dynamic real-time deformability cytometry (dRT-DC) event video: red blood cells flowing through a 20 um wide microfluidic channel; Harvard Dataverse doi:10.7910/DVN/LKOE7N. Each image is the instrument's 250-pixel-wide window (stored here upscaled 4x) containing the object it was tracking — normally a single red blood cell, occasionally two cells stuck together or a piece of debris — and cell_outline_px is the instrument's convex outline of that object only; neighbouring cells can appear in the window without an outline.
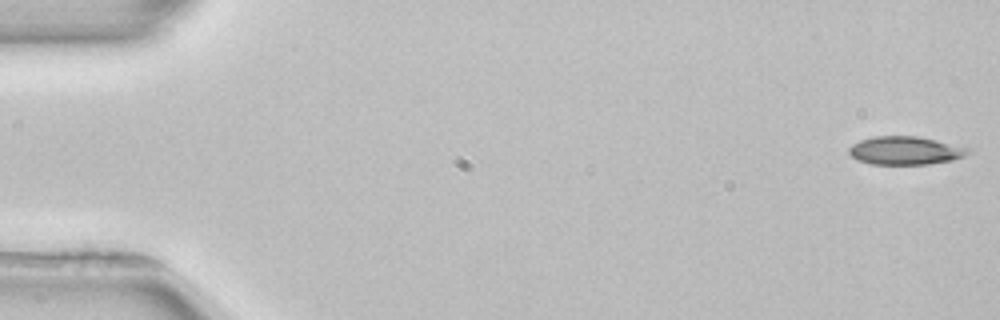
{"species": "common noctule bat (a hibernating species)", "species_latin": "Nyctalus noctula", "temperature_condition": "room temperature", "stored_images_in_passage": 52, "camera_frame_rate_fps": 3000, "um_per_image_px": 0.085, "animal": {"sex": "female", "body_mass_g": 22.7, "forearm_length_mm": 54.2}, "frame": {"image": 1, "passage_image": 1, "time_ms": 0.0, "image_size_px": [1000, 320], "cell_outline_px": [[972, 152], [964, 156], [952, 160], [928, 164], [872, 164], [856, 160], [848, 152], [848, 148], [852, 144], [860, 140], [872, 136], [916, 136], [936, 140], [972, 148]], "centroid_in_image_um": [76.96, 12.79], "position_along_channel_um": 8.0, "area_um2": 19.77}}
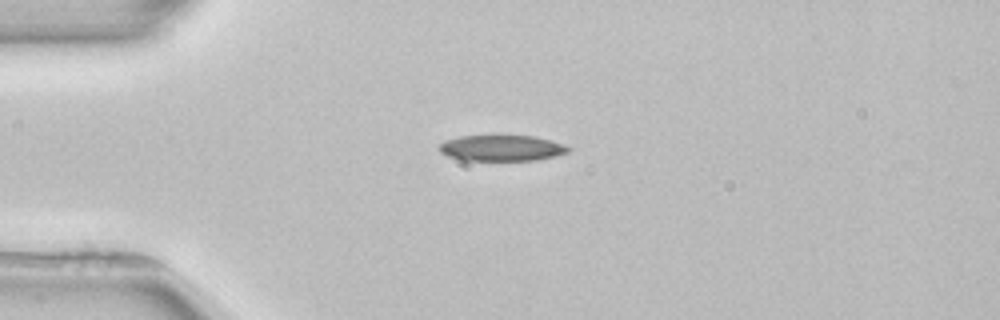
{"frame": {"image": 2, "passage_image": 13, "time_ms": 4.0, "image_size_px": [1000, 320], "cell_outline_px": [[572, 148], [568, 152], [536, 160], [464, 160], [448, 156], [440, 152], [440, 144], [444, 140], [460, 136], [492, 132], [500, 132], [536, 136], [552, 140], [564, 144]], "centroid_in_image_um": [42.63, 12.51], "position_along_channel_um": 42.4, "area_um2": 20.58}}
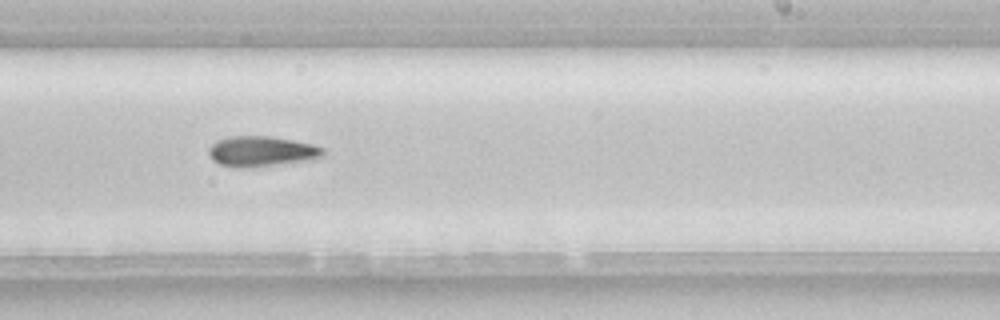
{"frame": {"image": 3, "passage_image": 32, "time_ms": 10.333, "image_size_px": [1000, 320], "cell_outline_px": [[324, 156], [316, 160], [248, 168], [236, 168], [220, 164], [212, 160], [208, 156], [208, 148], [216, 140], [228, 136], [272, 136], [316, 144], [324, 148]], "centroid_in_image_um": [22.26, 12.87], "position_along_channel_um": 266.7, "area_um2": 20.92}}